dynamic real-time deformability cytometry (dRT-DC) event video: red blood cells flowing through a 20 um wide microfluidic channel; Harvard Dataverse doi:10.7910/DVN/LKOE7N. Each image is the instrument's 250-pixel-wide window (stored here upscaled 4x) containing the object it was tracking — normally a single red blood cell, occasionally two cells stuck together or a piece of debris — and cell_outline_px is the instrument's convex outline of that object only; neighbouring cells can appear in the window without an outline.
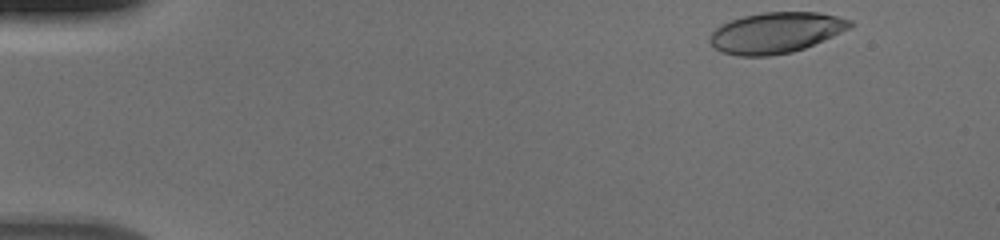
{"species": "human", "species_latin": "Homo sapiens", "temperature_condition": "cold", "stored_images_in_passage": 48, "camera_frame_rate_fps": 3000, "um_per_image_px": 0.085, "donor": {"sex": "male"}, "frame": {"image": 1, "passage_image": 1, "time_ms": 0.0, "image_size_px": [1000, 240], "cell_outline_px": [[856, 24], [832, 36], [804, 48], [792, 52], [768, 56], [740, 56], [720, 52], [708, 40], [712, 32], [716, 28], [732, 20], [744, 16], [764, 12], [820, 12], [852, 20]], "centroid_in_image_um": [65.95, 2.78], "position_along_channel_um": 19.0, "area_um2": 33.06}}
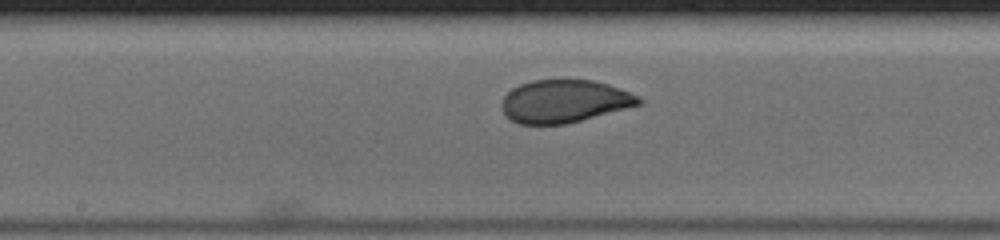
{"frame": {"image": 2, "passage_image": 24, "time_ms": 7.667, "image_size_px": [1000, 240], "cell_outline_px": [[644, 100], [640, 104], [568, 124], [520, 124], [504, 116], [500, 104], [504, 96], [512, 88], [520, 84], [532, 80], [596, 80], [608, 84], [640, 96]], "centroid_in_image_um": [47.94, 8.61], "position_along_channel_um": 200.3, "area_um2": 34.28}}
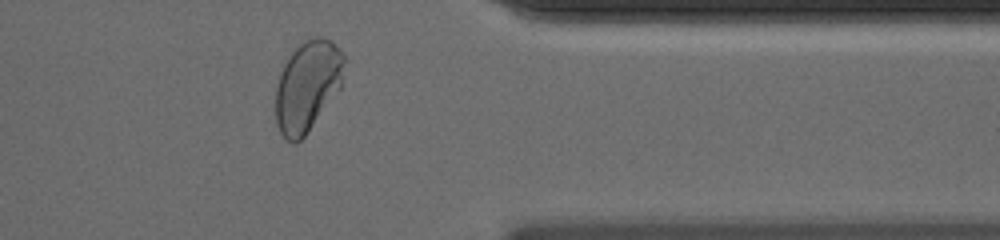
{"frame": {"image": 3, "passage_image": 39, "time_ms": 12.667, "image_size_px": [1000, 240], "cell_outline_px": [[344, 60], [340, 88], [304, 136], [296, 144], [292, 144], [284, 140], [276, 124], [276, 84], [280, 72], [288, 56], [304, 40], [316, 36], [332, 40], [340, 48], [344, 56]], "centroid_in_image_um": [26.11, 7.31], "position_along_channel_um": 385.3, "area_um2": 36.13}}